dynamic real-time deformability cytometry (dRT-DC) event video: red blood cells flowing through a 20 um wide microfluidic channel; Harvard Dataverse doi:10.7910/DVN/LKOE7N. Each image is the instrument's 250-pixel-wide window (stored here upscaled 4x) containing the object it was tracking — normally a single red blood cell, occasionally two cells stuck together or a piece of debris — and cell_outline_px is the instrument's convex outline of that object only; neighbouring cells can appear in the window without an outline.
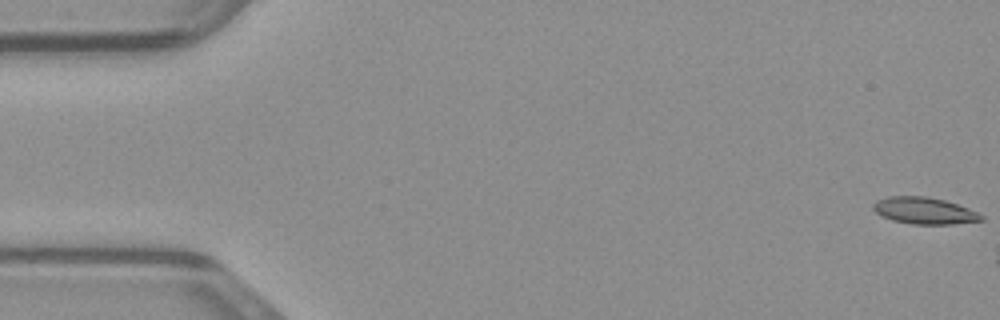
{"species": "common noctule bat (a hibernating species)", "species_latin": "Nyctalus noctula", "temperature_condition": "warm", "stored_images_in_passage": 2, "camera_frame_rate_fps": 3000, "um_per_image_px": 0.085, "animal": {"sex": "male", "body_mass_g": 23.1, "forearm_length_mm": 52.7}, "frame": {"image": 1, "passage_image": 1, "time_ms": 0.0, "image_size_px": [1000, 320], "cell_outline_px": [[984, 220], [952, 224], [912, 224], [892, 220], [880, 216], [872, 208], [872, 204], [876, 200], [888, 196], [924, 196], [944, 200], [968, 208], [984, 216]], "centroid_in_image_um": [78.52, 17.91], "position_along_channel_um": 6.5, "area_um2": 16.82}}